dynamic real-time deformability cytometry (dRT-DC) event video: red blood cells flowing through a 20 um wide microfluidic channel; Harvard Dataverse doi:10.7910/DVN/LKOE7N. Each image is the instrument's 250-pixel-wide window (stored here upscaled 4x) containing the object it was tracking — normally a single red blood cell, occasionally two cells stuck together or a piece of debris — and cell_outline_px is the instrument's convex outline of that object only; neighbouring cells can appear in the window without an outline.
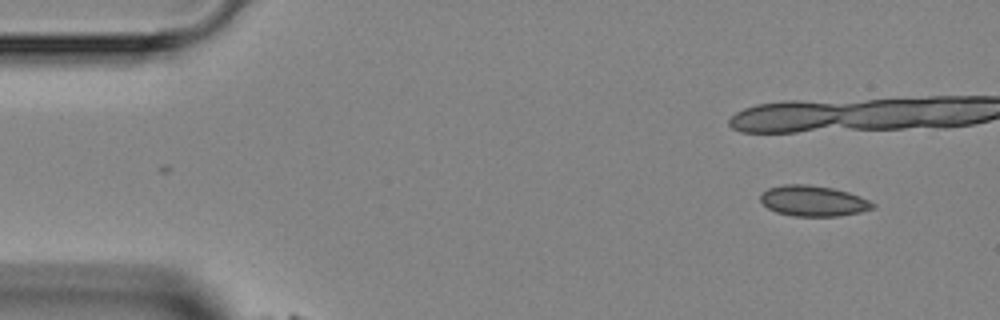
{"species": "Egyptian fruit bat (a non-hibernating species)", "species_latin": "Rousettus aegyptiacus", "temperature_condition": "room temperature", "stored_images_in_passage": 11, "camera_frame_rate_fps": 3000, "um_per_image_px": 0.085, "animal": {"sex": "female"}, "frame": {"image": 1, "passage_image": 1, "time_ms": 0.0, "image_size_px": [1000, 320], "cell_outline_px": [[876, 208], [860, 212], [840, 216], [792, 216], [776, 212], [768, 208], [760, 200], [760, 196], [768, 188], [784, 184], [808, 184], [832, 188], [848, 192], [860, 196], [876, 204]], "centroid_in_image_um": [69.15, 17.08], "position_along_channel_um": 15.9, "area_um2": 20.11}}